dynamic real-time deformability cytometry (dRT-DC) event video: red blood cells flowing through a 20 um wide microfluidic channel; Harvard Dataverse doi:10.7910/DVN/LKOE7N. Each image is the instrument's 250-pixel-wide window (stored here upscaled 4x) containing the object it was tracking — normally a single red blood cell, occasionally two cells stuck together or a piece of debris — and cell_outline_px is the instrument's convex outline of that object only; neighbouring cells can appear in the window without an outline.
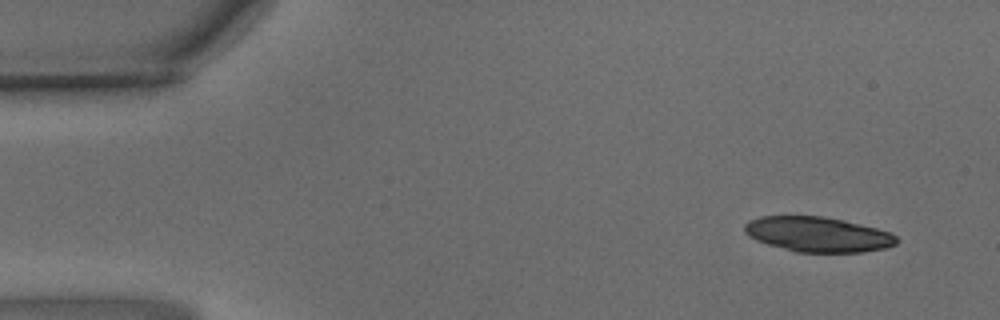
{"species": "common noctule bat (a hibernating species)", "species_latin": "Nyctalus noctula", "temperature_condition": "warm", "stored_images_in_passage": 13, "camera_frame_rate_fps": 3000, "um_per_image_px": 0.085, "animal": {"sex": "male", "body_mass_g": 15.6}, "frame": {"image": 1, "passage_image": 1, "time_ms": 0.0, "image_size_px": [1000, 320], "cell_outline_px": [[900, 240], [896, 244], [884, 248], [860, 252], [796, 252], [768, 244], [756, 240], [748, 236], [744, 232], [744, 224], [748, 220], [760, 216], [820, 216], [844, 220], [876, 228], [888, 232], [896, 236]], "centroid_in_image_um": [69.48, 19.92], "position_along_channel_um": 15.5, "area_um2": 30.98}}